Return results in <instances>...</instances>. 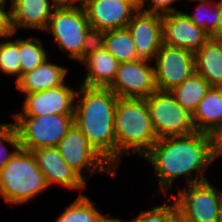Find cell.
<instances>
[{"instance_id": "4dcf8cb0", "label": "cell", "mask_w": 222, "mask_h": 222, "mask_svg": "<svg viewBox=\"0 0 222 222\" xmlns=\"http://www.w3.org/2000/svg\"><path fill=\"white\" fill-rule=\"evenodd\" d=\"M5 6L0 5V38L15 36L11 25V8L5 10Z\"/></svg>"}, {"instance_id": "8d00e7d4", "label": "cell", "mask_w": 222, "mask_h": 222, "mask_svg": "<svg viewBox=\"0 0 222 222\" xmlns=\"http://www.w3.org/2000/svg\"><path fill=\"white\" fill-rule=\"evenodd\" d=\"M9 2H10V8H11V6H12V0H9ZM7 3V0H0V5L1 6H5L6 7V4Z\"/></svg>"}, {"instance_id": "1f68e13d", "label": "cell", "mask_w": 222, "mask_h": 222, "mask_svg": "<svg viewBox=\"0 0 222 222\" xmlns=\"http://www.w3.org/2000/svg\"><path fill=\"white\" fill-rule=\"evenodd\" d=\"M209 137L213 156L218 159L222 155V122L209 133Z\"/></svg>"}, {"instance_id": "f1b7e54d", "label": "cell", "mask_w": 222, "mask_h": 222, "mask_svg": "<svg viewBox=\"0 0 222 222\" xmlns=\"http://www.w3.org/2000/svg\"><path fill=\"white\" fill-rule=\"evenodd\" d=\"M178 215L175 201L170 205L165 201L163 205L155 206L148 211H142L130 222H175Z\"/></svg>"}, {"instance_id": "60d3db41", "label": "cell", "mask_w": 222, "mask_h": 222, "mask_svg": "<svg viewBox=\"0 0 222 222\" xmlns=\"http://www.w3.org/2000/svg\"><path fill=\"white\" fill-rule=\"evenodd\" d=\"M215 39H217L220 42L221 47H222V38H215Z\"/></svg>"}, {"instance_id": "277c9868", "label": "cell", "mask_w": 222, "mask_h": 222, "mask_svg": "<svg viewBox=\"0 0 222 222\" xmlns=\"http://www.w3.org/2000/svg\"><path fill=\"white\" fill-rule=\"evenodd\" d=\"M45 31L52 34L59 50L81 61L96 36L80 4L60 3L53 11Z\"/></svg>"}, {"instance_id": "8992f818", "label": "cell", "mask_w": 222, "mask_h": 222, "mask_svg": "<svg viewBox=\"0 0 222 222\" xmlns=\"http://www.w3.org/2000/svg\"><path fill=\"white\" fill-rule=\"evenodd\" d=\"M13 119L21 148L28 151L57 147L74 124V114L13 116Z\"/></svg>"}, {"instance_id": "5bb4252c", "label": "cell", "mask_w": 222, "mask_h": 222, "mask_svg": "<svg viewBox=\"0 0 222 222\" xmlns=\"http://www.w3.org/2000/svg\"><path fill=\"white\" fill-rule=\"evenodd\" d=\"M76 92L64 83L44 91L26 93L22 111L13 116L74 114Z\"/></svg>"}, {"instance_id": "7a4b0ae2", "label": "cell", "mask_w": 222, "mask_h": 222, "mask_svg": "<svg viewBox=\"0 0 222 222\" xmlns=\"http://www.w3.org/2000/svg\"><path fill=\"white\" fill-rule=\"evenodd\" d=\"M76 90L74 124L93 150L116 172L114 116L118 96L110 88L87 87Z\"/></svg>"}, {"instance_id": "5b68a950", "label": "cell", "mask_w": 222, "mask_h": 222, "mask_svg": "<svg viewBox=\"0 0 222 222\" xmlns=\"http://www.w3.org/2000/svg\"><path fill=\"white\" fill-rule=\"evenodd\" d=\"M49 186L32 151L20 148L0 170V197L11 204H24Z\"/></svg>"}, {"instance_id": "9c48e42d", "label": "cell", "mask_w": 222, "mask_h": 222, "mask_svg": "<svg viewBox=\"0 0 222 222\" xmlns=\"http://www.w3.org/2000/svg\"><path fill=\"white\" fill-rule=\"evenodd\" d=\"M154 60L158 91L171 92L195 72L194 53L185 49L162 44Z\"/></svg>"}, {"instance_id": "e575fe53", "label": "cell", "mask_w": 222, "mask_h": 222, "mask_svg": "<svg viewBox=\"0 0 222 222\" xmlns=\"http://www.w3.org/2000/svg\"><path fill=\"white\" fill-rule=\"evenodd\" d=\"M218 222H222V199L219 206V219Z\"/></svg>"}, {"instance_id": "f546056e", "label": "cell", "mask_w": 222, "mask_h": 222, "mask_svg": "<svg viewBox=\"0 0 222 222\" xmlns=\"http://www.w3.org/2000/svg\"><path fill=\"white\" fill-rule=\"evenodd\" d=\"M138 1H139V9L149 13L164 15L179 11L170 5L180 0H138ZM145 3L150 8L148 7L145 8L144 7Z\"/></svg>"}, {"instance_id": "8fae6325", "label": "cell", "mask_w": 222, "mask_h": 222, "mask_svg": "<svg viewBox=\"0 0 222 222\" xmlns=\"http://www.w3.org/2000/svg\"><path fill=\"white\" fill-rule=\"evenodd\" d=\"M85 9L95 36L115 29L126 28L139 9L138 0H86Z\"/></svg>"}, {"instance_id": "83f0119b", "label": "cell", "mask_w": 222, "mask_h": 222, "mask_svg": "<svg viewBox=\"0 0 222 222\" xmlns=\"http://www.w3.org/2000/svg\"><path fill=\"white\" fill-rule=\"evenodd\" d=\"M4 141L14 147V151H8L4 145ZM21 148L18 133L14 123H1L0 124V170L3 166L16 154Z\"/></svg>"}, {"instance_id": "d4e9b609", "label": "cell", "mask_w": 222, "mask_h": 222, "mask_svg": "<svg viewBox=\"0 0 222 222\" xmlns=\"http://www.w3.org/2000/svg\"><path fill=\"white\" fill-rule=\"evenodd\" d=\"M42 45V41L38 37L19 39L21 77L47 60L48 55Z\"/></svg>"}, {"instance_id": "ba28073f", "label": "cell", "mask_w": 222, "mask_h": 222, "mask_svg": "<svg viewBox=\"0 0 222 222\" xmlns=\"http://www.w3.org/2000/svg\"><path fill=\"white\" fill-rule=\"evenodd\" d=\"M186 187L173 199L178 215L188 222H218L222 191L208 180Z\"/></svg>"}, {"instance_id": "ab89813d", "label": "cell", "mask_w": 222, "mask_h": 222, "mask_svg": "<svg viewBox=\"0 0 222 222\" xmlns=\"http://www.w3.org/2000/svg\"><path fill=\"white\" fill-rule=\"evenodd\" d=\"M192 1H196V0H192ZM197 1H209V2H217L216 0H197Z\"/></svg>"}, {"instance_id": "836d02e7", "label": "cell", "mask_w": 222, "mask_h": 222, "mask_svg": "<svg viewBox=\"0 0 222 222\" xmlns=\"http://www.w3.org/2000/svg\"><path fill=\"white\" fill-rule=\"evenodd\" d=\"M96 222H123L119 218H106V215L100 214Z\"/></svg>"}, {"instance_id": "f35d334b", "label": "cell", "mask_w": 222, "mask_h": 222, "mask_svg": "<svg viewBox=\"0 0 222 222\" xmlns=\"http://www.w3.org/2000/svg\"><path fill=\"white\" fill-rule=\"evenodd\" d=\"M86 0H74V4L82 5Z\"/></svg>"}, {"instance_id": "3957f363", "label": "cell", "mask_w": 222, "mask_h": 222, "mask_svg": "<svg viewBox=\"0 0 222 222\" xmlns=\"http://www.w3.org/2000/svg\"><path fill=\"white\" fill-rule=\"evenodd\" d=\"M114 126L116 169L127 152L143 157L158 140L145 99L118 98Z\"/></svg>"}, {"instance_id": "7402d4cb", "label": "cell", "mask_w": 222, "mask_h": 222, "mask_svg": "<svg viewBox=\"0 0 222 222\" xmlns=\"http://www.w3.org/2000/svg\"><path fill=\"white\" fill-rule=\"evenodd\" d=\"M96 39L119 63L137 60L136 47L127 27L103 32Z\"/></svg>"}, {"instance_id": "ffe728a7", "label": "cell", "mask_w": 222, "mask_h": 222, "mask_svg": "<svg viewBox=\"0 0 222 222\" xmlns=\"http://www.w3.org/2000/svg\"><path fill=\"white\" fill-rule=\"evenodd\" d=\"M195 71L210 87L222 88V47L220 42L210 37L194 53Z\"/></svg>"}, {"instance_id": "484cf974", "label": "cell", "mask_w": 222, "mask_h": 222, "mask_svg": "<svg viewBox=\"0 0 222 222\" xmlns=\"http://www.w3.org/2000/svg\"><path fill=\"white\" fill-rule=\"evenodd\" d=\"M9 38L0 43V71L16 76V84L21 79L19 39L12 41Z\"/></svg>"}, {"instance_id": "30bf717a", "label": "cell", "mask_w": 222, "mask_h": 222, "mask_svg": "<svg viewBox=\"0 0 222 222\" xmlns=\"http://www.w3.org/2000/svg\"><path fill=\"white\" fill-rule=\"evenodd\" d=\"M57 148L63 160L84 180L82 169L87 167L86 174L116 172L93 150L81 130L73 124L67 134L61 139Z\"/></svg>"}, {"instance_id": "74e56055", "label": "cell", "mask_w": 222, "mask_h": 222, "mask_svg": "<svg viewBox=\"0 0 222 222\" xmlns=\"http://www.w3.org/2000/svg\"><path fill=\"white\" fill-rule=\"evenodd\" d=\"M175 222H188V221L184 220L179 215H177V218H176Z\"/></svg>"}, {"instance_id": "603a6c76", "label": "cell", "mask_w": 222, "mask_h": 222, "mask_svg": "<svg viewBox=\"0 0 222 222\" xmlns=\"http://www.w3.org/2000/svg\"><path fill=\"white\" fill-rule=\"evenodd\" d=\"M209 88L208 82L195 71L171 93L175 100L193 115Z\"/></svg>"}, {"instance_id": "2e32d148", "label": "cell", "mask_w": 222, "mask_h": 222, "mask_svg": "<svg viewBox=\"0 0 222 222\" xmlns=\"http://www.w3.org/2000/svg\"><path fill=\"white\" fill-rule=\"evenodd\" d=\"M32 153L48 186L60 184L70 189L86 188V180L63 160L57 147L35 149Z\"/></svg>"}, {"instance_id": "44dd1931", "label": "cell", "mask_w": 222, "mask_h": 222, "mask_svg": "<svg viewBox=\"0 0 222 222\" xmlns=\"http://www.w3.org/2000/svg\"><path fill=\"white\" fill-rule=\"evenodd\" d=\"M195 130L209 134L222 122V88L210 87L192 115Z\"/></svg>"}, {"instance_id": "9a60e30c", "label": "cell", "mask_w": 222, "mask_h": 222, "mask_svg": "<svg viewBox=\"0 0 222 222\" xmlns=\"http://www.w3.org/2000/svg\"><path fill=\"white\" fill-rule=\"evenodd\" d=\"M127 28L136 47L137 60L153 61L163 44L161 15L138 9Z\"/></svg>"}, {"instance_id": "d6a6232c", "label": "cell", "mask_w": 222, "mask_h": 222, "mask_svg": "<svg viewBox=\"0 0 222 222\" xmlns=\"http://www.w3.org/2000/svg\"><path fill=\"white\" fill-rule=\"evenodd\" d=\"M219 9V21L216 32L211 36L212 38H222V0L217 2Z\"/></svg>"}, {"instance_id": "4316f807", "label": "cell", "mask_w": 222, "mask_h": 222, "mask_svg": "<svg viewBox=\"0 0 222 222\" xmlns=\"http://www.w3.org/2000/svg\"><path fill=\"white\" fill-rule=\"evenodd\" d=\"M195 2H199V4L195 7L193 15L186 14L195 25L202 27L208 34H210V36H212L217 30L219 21L217 2L197 0ZM212 3H214L213 6H211Z\"/></svg>"}, {"instance_id": "ac0fdd59", "label": "cell", "mask_w": 222, "mask_h": 222, "mask_svg": "<svg viewBox=\"0 0 222 222\" xmlns=\"http://www.w3.org/2000/svg\"><path fill=\"white\" fill-rule=\"evenodd\" d=\"M59 4L57 0H12L13 32L17 33L19 28L45 31L54 9Z\"/></svg>"}, {"instance_id": "cb8c5ba5", "label": "cell", "mask_w": 222, "mask_h": 222, "mask_svg": "<svg viewBox=\"0 0 222 222\" xmlns=\"http://www.w3.org/2000/svg\"><path fill=\"white\" fill-rule=\"evenodd\" d=\"M55 222H96L101 212L86 194H79Z\"/></svg>"}, {"instance_id": "6da1fadb", "label": "cell", "mask_w": 222, "mask_h": 222, "mask_svg": "<svg viewBox=\"0 0 222 222\" xmlns=\"http://www.w3.org/2000/svg\"><path fill=\"white\" fill-rule=\"evenodd\" d=\"M143 157L152 164L155 175L160 179L156 193L169 192L174 180L182 175L187 185L208 180L204 169L215 160L209 134L197 131L158 139Z\"/></svg>"}, {"instance_id": "d6986e66", "label": "cell", "mask_w": 222, "mask_h": 222, "mask_svg": "<svg viewBox=\"0 0 222 222\" xmlns=\"http://www.w3.org/2000/svg\"><path fill=\"white\" fill-rule=\"evenodd\" d=\"M68 69L45 60L34 70L22 75L16 88L23 94L44 91L65 83Z\"/></svg>"}, {"instance_id": "e0dca14e", "label": "cell", "mask_w": 222, "mask_h": 222, "mask_svg": "<svg viewBox=\"0 0 222 222\" xmlns=\"http://www.w3.org/2000/svg\"><path fill=\"white\" fill-rule=\"evenodd\" d=\"M85 65L86 78L82 85L108 88L114 81L119 62L96 39L80 61Z\"/></svg>"}, {"instance_id": "d590c367", "label": "cell", "mask_w": 222, "mask_h": 222, "mask_svg": "<svg viewBox=\"0 0 222 222\" xmlns=\"http://www.w3.org/2000/svg\"><path fill=\"white\" fill-rule=\"evenodd\" d=\"M58 3L74 4V0H57Z\"/></svg>"}, {"instance_id": "4fadbf2b", "label": "cell", "mask_w": 222, "mask_h": 222, "mask_svg": "<svg viewBox=\"0 0 222 222\" xmlns=\"http://www.w3.org/2000/svg\"><path fill=\"white\" fill-rule=\"evenodd\" d=\"M163 44L195 53L211 37L202 27L195 25L186 12L177 11L161 15Z\"/></svg>"}, {"instance_id": "7c38bea8", "label": "cell", "mask_w": 222, "mask_h": 222, "mask_svg": "<svg viewBox=\"0 0 222 222\" xmlns=\"http://www.w3.org/2000/svg\"><path fill=\"white\" fill-rule=\"evenodd\" d=\"M108 88L119 98L146 99L157 91L154 67L139 60L119 63L114 81Z\"/></svg>"}, {"instance_id": "52a82bcc", "label": "cell", "mask_w": 222, "mask_h": 222, "mask_svg": "<svg viewBox=\"0 0 222 222\" xmlns=\"http://www.w3.org/2000/svg\"><path fill=\"white\" fill-rule=\"evenodd\" d=\"M158 139L194 133L192 114L186 111L171 92L155 91L146 99Z\"/></svg>"}]
</instances>
